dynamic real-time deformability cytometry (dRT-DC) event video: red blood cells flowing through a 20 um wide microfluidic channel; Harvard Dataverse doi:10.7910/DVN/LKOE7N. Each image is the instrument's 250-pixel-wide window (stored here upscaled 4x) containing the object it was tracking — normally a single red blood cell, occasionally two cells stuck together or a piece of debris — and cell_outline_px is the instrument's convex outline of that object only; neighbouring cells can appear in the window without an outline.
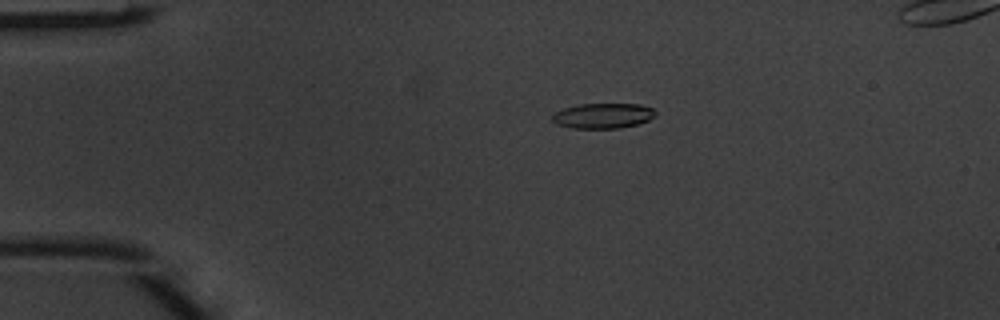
{"species": "common noctule bat (a hibernating species)", "species_latin": "Nyctalus noctula", "temperature_condition": "warm", "stored_images_in_passage": 4, "camera_frame_rate_fps": 3000, "um_per_image_px": 0.085, "animal": {"sex": "male", "body_mass_g": 20.1, "forearm_length_mm": 53.5}, "frame": {"image": 1, "passage_image": 2, "time_ms": 0.333, "image_size_px": [1000, 320], "cell_outline_px": [[656, 116], [648, 120], [636, 124], [620, 128], [572, 128], [556, 124], [552, 120], [552, 116], [556, 112], [564, 108], [580, 104], [640, 104], [652, 108], [656, 112]], "centroid_in_image_um": [51.26, 9.84], "position_along_channel_um": 33.7, "area_um2": 15.09}}
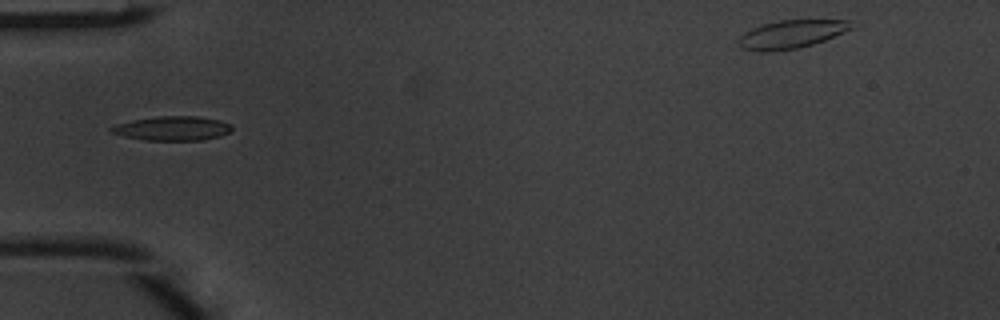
{"frame": {"image": 2, "passage_image": 3, "time_ms": 0.667, "image_size_px": [1000, 320], "cell_outline_px": [[232, 128], [228, 132], [220, 136], [204, 140], [144, 140], [124, 136], [112, 132], [108, 128], [116, 124], [132, 120], [160, 116], [196, 116], [220, 120], [232, 124]], "centroid_in_image_um": [14.67, 10.91], "position_along_channel_um": 70.3, "area_um2": 16.99}}